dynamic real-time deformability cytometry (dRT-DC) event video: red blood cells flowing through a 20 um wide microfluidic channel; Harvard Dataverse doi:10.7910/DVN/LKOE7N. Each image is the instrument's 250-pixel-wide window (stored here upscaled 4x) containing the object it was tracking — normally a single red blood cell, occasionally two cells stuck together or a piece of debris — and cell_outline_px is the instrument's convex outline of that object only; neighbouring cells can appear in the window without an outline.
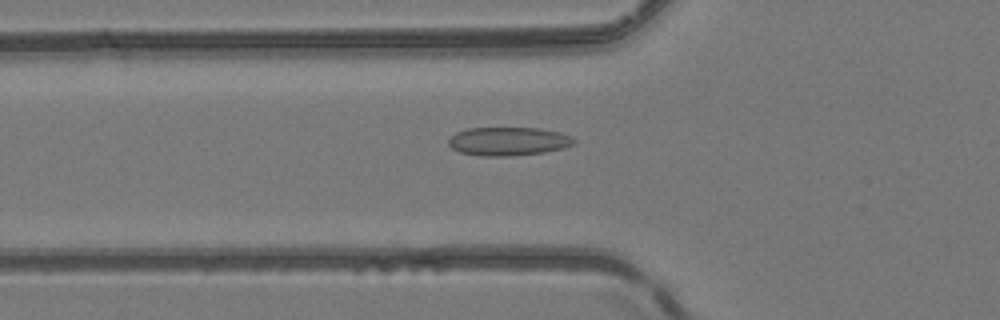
{"species": "common noctule bat (a hibernating species)", "species_latin": "Nyctalus noctula", "temperature_condition": "room temperature", "stored_images_in_passage": 51, "camera_frame_rate_fps": 3000, "um_per_image_px": 0.085, "animal": {"sex": "female", "body_mass_g": 24.6, "forearm_length_mm": 56.2}, "frame": {"image": 1, "passage_image": 19, "time_ms": 6.0, "image_size_px": [1000, 320], "cell_outline_px": [[576, 140], [572, 144], [564, 148], [544, 152], [504, 156], [484, 156], [460, 152], [452, 148], [448, 144], [448, 140], [456, 132], [468, 128], [540, 128], [560, 132], [572, 136]], "centroid_in_image_um": [43.22, 12.0], "position_along_channel_um": 82.6, "area_um2": 20.75}}
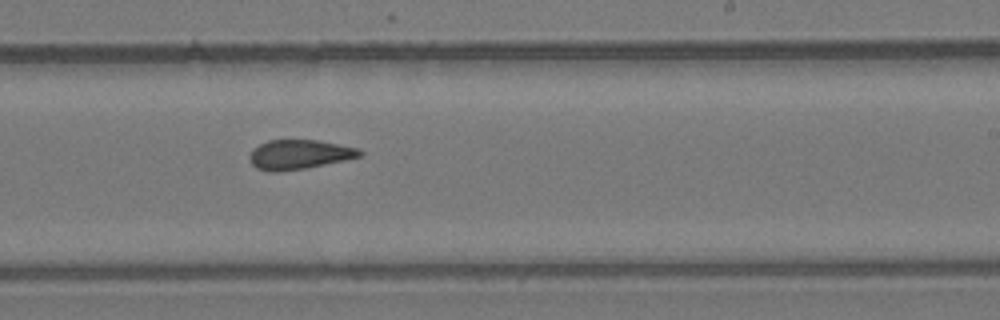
{"frame": {"image": 2, "passage_image": 32, "time_ms": 10.333, "image_size_px": [1000, 320], "cell_outline_px": [[364, 152], [360, 156], [344, 160], [304, 168], [280, 172], [268, 172], [256, 168], [252, 164], [248, 156], [252, 148], [268, 140], [320, 140], [356, 148]], "centroid_in_image_um": [25.37, 13.13], "position_along_channel_um": 263.6, "area_um2": 18.9}}
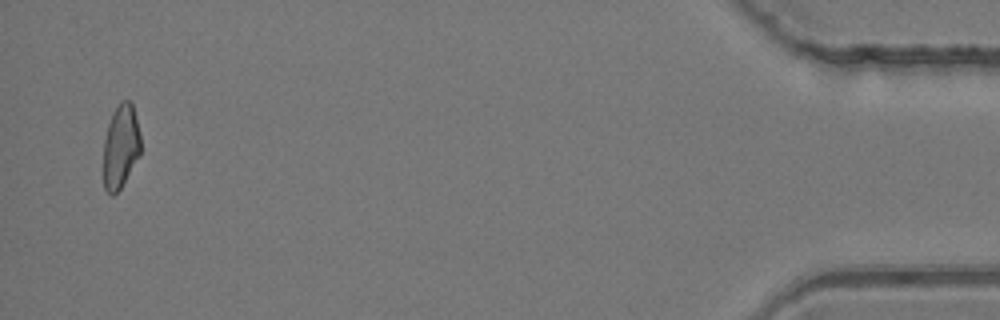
{"frame": {"image": 3, "passage_image": 50, "time_ms": 16.333, "image_size_px": [1000, 320], "cell_outline_px": [[140, 156], [120, 188], [112, 196], [104, 188], [104, 140], [108, 124], [112, 112], [120, 100], [128, 100], [132, 104], [140, 136]], "centroid_in_image_um": [10.25, 12.43], "position_along_channel_um": 424.9, "area_um2": 18.03}, "authors_computed_cell_mechanics": {"area_um2": 19.363, "velocity_mm_per_s": 4.1516, "shape_relaxation_time_tau1_ms": null, "shape_relaxation_time_tau2_ms": 3.0093, "deformation_change_tau1": null, "deformation_change_tau2": 0.1024}}